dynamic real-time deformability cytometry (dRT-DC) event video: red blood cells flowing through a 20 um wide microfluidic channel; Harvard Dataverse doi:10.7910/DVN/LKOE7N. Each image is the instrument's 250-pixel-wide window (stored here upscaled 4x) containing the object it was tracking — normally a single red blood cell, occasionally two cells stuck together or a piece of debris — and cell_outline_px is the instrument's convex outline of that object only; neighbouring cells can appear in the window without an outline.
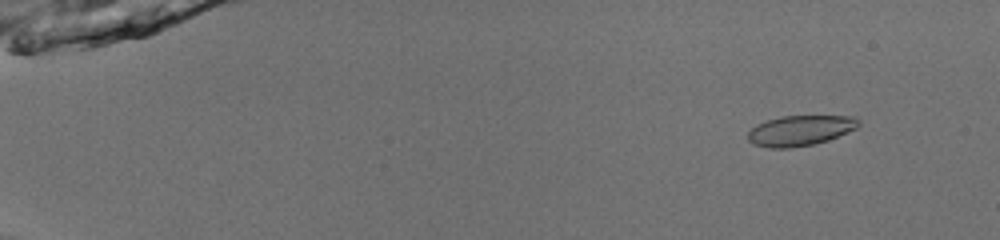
{"species": "common noctule bat (a hibernating species)", "species_latin": "Nyctalus noctula", "temperature_condition": "room temperature", "stored_images_in_passage": 53, "camera_frame_rate_fps": 3000, "um_per_image_px": 0.085, "animal": {"sex": "male", "body_mass_g": 13.0, "forearm_length_mm": 53.1}, "frame": {"image": 1, "passage_image": 6, "time_ms": 1.667, "image_size_px": [1000, 240], "cell_outline_px": [[860, 124], [856, 128], [828, 140], [812, 144], [792, 148], [768, 148], [752, 144], [748, 140], [748, 132], [756, 124], [780, 116], [856, 116], [860, 120]], "centroid_in_image_um": [68.0, 11.09], "position_along_channel_um": 17.0, "area_um2": 19.59}}
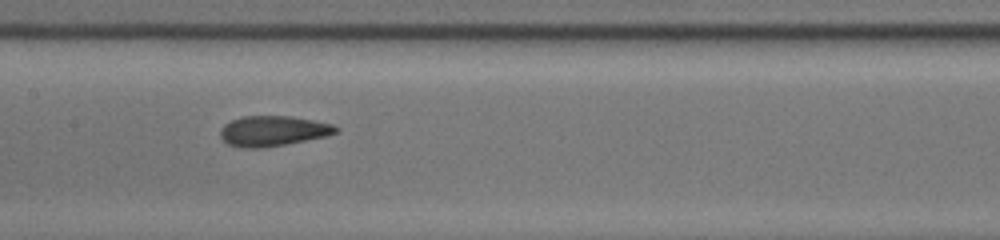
{"frame": {"image": 2, "passage_image": 29, "time_ms": 9.333, "image_size_px": [1000, 240], "cell_outline_px": [[340, 132], [328, 136], [264, 148], [240, 148], [228, 144], [220, 136], [220, 128], [224, 124], [240, 116], [292, 116], [332, 124], [340, 128]], "centroid_in_image_um": [23.21, 11.13], "position_along_channel_um": 184.2, "area_um2": 20.63}}
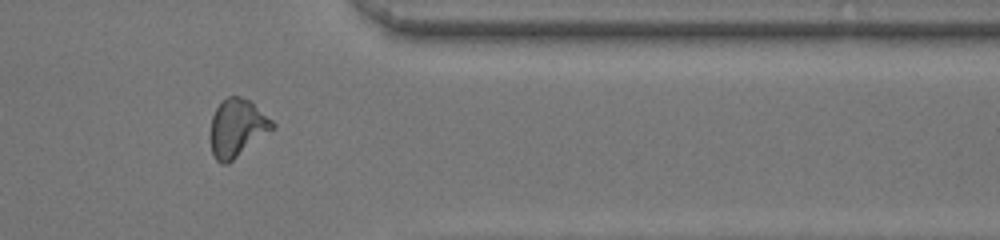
{"frame": {"image": 3, "passage_image": 45, "time_ms": 14.667, "image_size_px": [1000, 240], "cell_outline_px": [[276, 128], [228, 164], [220, 164], [216, 160], [212, 152], [212, 116], [216, 108], [228, 96], [240, 96], [248, 100], [272, 120], [276, 124]], "centroid_in_image_um": [20.19, 10.9], "position_along_channel_um": 391.2, "area_um2": 20.63}, "authors_computed_cell_mechanics": {"area_um2": 20.1722, "velocity_mm_per_s": 3.9938, "shape_relaxation_time_tau1_ms": 7.5725, "shape_relaxation_time_tau2_ms": 1.4707, "deformation_change_tau1": 0.1583, "deformation_change_tau2": 0.076}}